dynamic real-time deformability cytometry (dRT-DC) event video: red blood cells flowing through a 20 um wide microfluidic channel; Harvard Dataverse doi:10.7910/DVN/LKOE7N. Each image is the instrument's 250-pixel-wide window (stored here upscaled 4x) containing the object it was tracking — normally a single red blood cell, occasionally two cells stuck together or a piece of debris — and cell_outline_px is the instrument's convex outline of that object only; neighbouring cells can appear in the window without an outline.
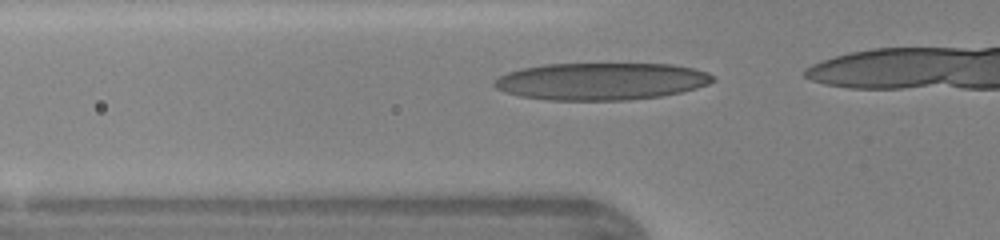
{"species": "human", "species_latin": "Homo sapiens", "temperature_condition": "warm", "stored_images_in_passage": 15, "camera_frame_rate_fps": 3000, "um_per_image_px": 0.085, "donor": {"sex": "female"}, "frame": {"image": 1, "passage_image": 11, "time_ms": 3.333, "image_size_px": [1000, 240], "cell_outline_px": [[716, 80], [708, 84], [696, 88], [680, 92], [660, 96], [628, 100], [548, 100], [520, 96], [504, 92], [496, 88], [492, 84], [492, 80], [508, 72], [520, 68], [544, 64], [672, 64], [692, 68], [708, 72]], "centroid_in_image_um": [51.06, 6.91], "position_along_channel_um": 74.7, "area_um2": 47.51}}